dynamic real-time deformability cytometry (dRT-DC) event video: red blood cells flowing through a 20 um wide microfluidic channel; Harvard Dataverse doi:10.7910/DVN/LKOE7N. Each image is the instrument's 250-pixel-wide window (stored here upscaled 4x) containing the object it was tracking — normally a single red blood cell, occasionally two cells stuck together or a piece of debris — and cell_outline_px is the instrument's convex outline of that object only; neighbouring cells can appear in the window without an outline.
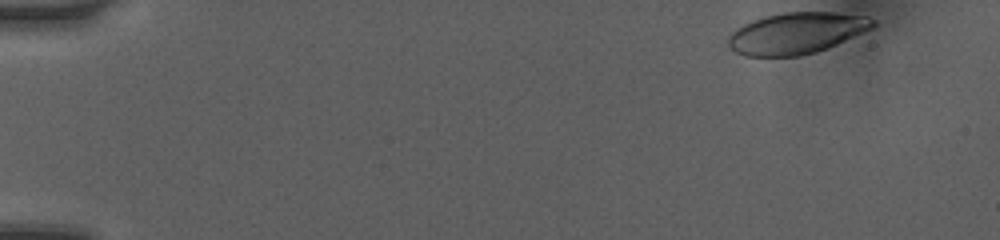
{"species": "human", "species_latin": "Homo sapiens", "temperature_condition": "room temperature", "stored_images_in_passage": 7, "camera_frame_rate_fps": 3000, "um_per_image_px": 0.085, "donor": {"sex": "female"}, "frame": {"image": 1, "passage_image": 1, "time_ms": 0.0, "image_size_px": [1000, 240], "cell_outline_px": [[880, 24], [864, 32], [836, 44], [812, 52], [796, 56], [744, 56], [736, 52], [728, 44], [728, 36], [736, 28], [752, 20], [764, 16], [784, 12], [832, 12], [868, 16], [876, 20]], "centroid_in_image_um": [67.72, 2.8], "position_along_channel_um": 17.3, "area_um2": 34.74}}
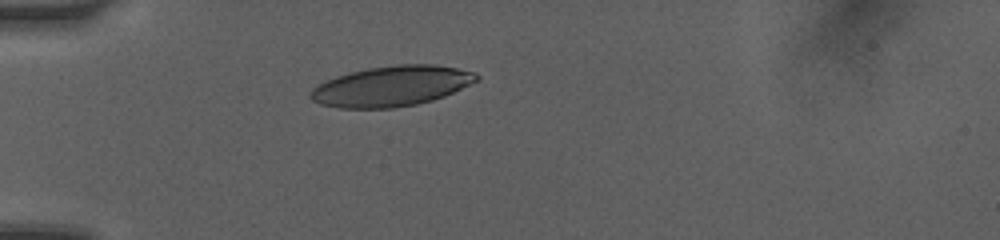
{"frame": {"image": 2, "passage_image": 5, "time_ms": 3.667, "image_size_px": [1000, 240], "cell_outline_px": [[480, 80], [444, 96], [432, 100], [416, 104], [392, 108], [340, 108], [320, 104], [312, 100], [308, 96], [308, 92], [312, 88], [336, 76], [348, 72], [368, 68], [396, 64], [436, 64], [476, 72], [480, 76]], "centroid_in_image_um": [33.29, 7.31], "position_along_channel_um": 51.7, "area_um2": 39.19}}
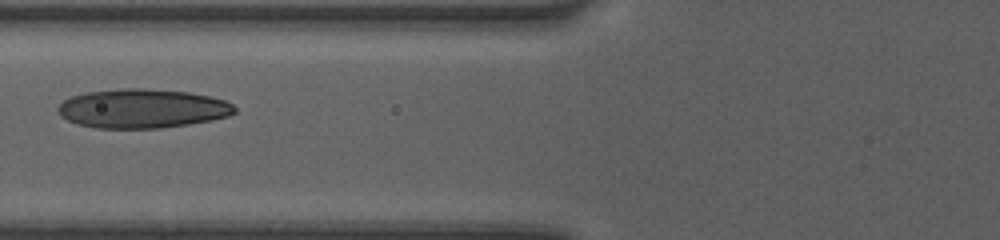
{"frame": {"image": 3, "passage_image": 7, "time_ms": 5.667, "image_size_px": [1000, 240], "cell_outline_px": [[236, 112], [228, 116], [212, 120], [188, 124], [160, 128], [96, 128], [76, 124], [60, 116], [56, 108], [64, 100], [72, 96], [88, 92], [128, 88], [144, 88], [188, 92], [208, 96], [224, 100], [232, 104], [236, 108]], "centroid_in_image_um": [12.08, 9.23], "position_along_channel_um": 113.7, "area_um2": 40.17}}